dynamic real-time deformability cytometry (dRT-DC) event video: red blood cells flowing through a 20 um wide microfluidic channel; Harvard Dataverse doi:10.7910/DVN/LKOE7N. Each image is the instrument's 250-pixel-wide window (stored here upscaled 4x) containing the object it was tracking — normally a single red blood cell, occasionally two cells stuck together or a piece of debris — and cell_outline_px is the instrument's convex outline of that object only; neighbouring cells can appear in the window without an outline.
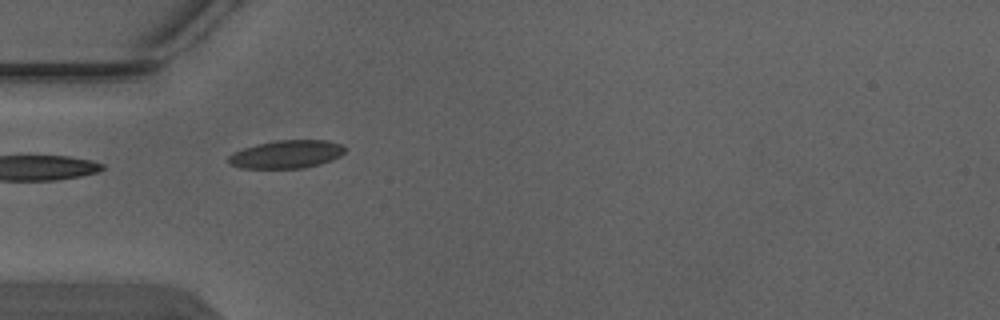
{"species": "Egyptian fruit bat (a non-hibernating species)", "species_latin": "Rousettus aegyptiacus", "temperature_condition": "warm", "stored_images_in_passage": 6, "segment_of_instrument_passage": [2, 2], "camera_frame_rate_fps": 3000, "um_per_image_px": 0.085, "animal": {"sex": "male"}, "frame": {"image": 1, "passage_image": 4, "time_ms": 1.0, "image_size_px": [1000, 320], "cell_outline_px": [[344, 152], [340, 156], [332, 160], [320, 164], [304, 168], [240, 168], [228, 164], [228, 156], [232, 152], [256, 144], [276, 140], [328, 140], [340, 144], [344, 148]], "centroid_in_image_um": [24.32, 13.11], "position_along_channel_um": 60.7, "area_um2": 19.13}}
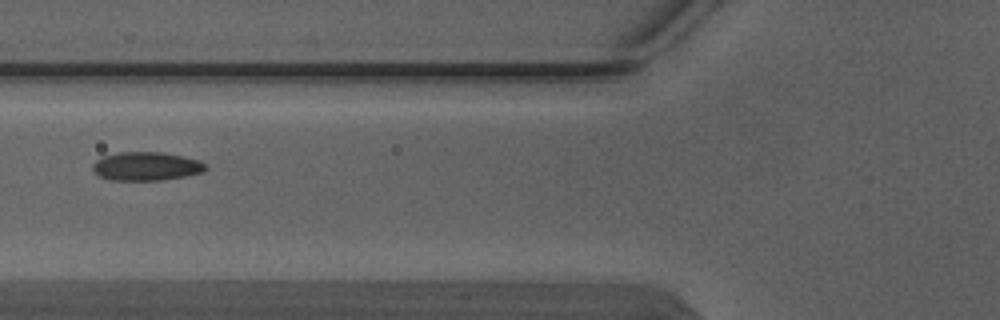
{"frame": {"image": 2, "passage_image": 5, "time_ms": 1.333, "image_size_px": [1000, 320], "cell_outline_px": [[208, 168], [204, 172], [184, 176], [160, 180], [108, 180], [100, 176], [92, 168], [92, 164], [96, 160], [104, 156], [120, 152], [160, 152], [200, 160], [208, 164]], "centroid_in_image_um": [12.46, 14.13], "position_along_channel_um": 113.3, "area_um2": 18.79}}